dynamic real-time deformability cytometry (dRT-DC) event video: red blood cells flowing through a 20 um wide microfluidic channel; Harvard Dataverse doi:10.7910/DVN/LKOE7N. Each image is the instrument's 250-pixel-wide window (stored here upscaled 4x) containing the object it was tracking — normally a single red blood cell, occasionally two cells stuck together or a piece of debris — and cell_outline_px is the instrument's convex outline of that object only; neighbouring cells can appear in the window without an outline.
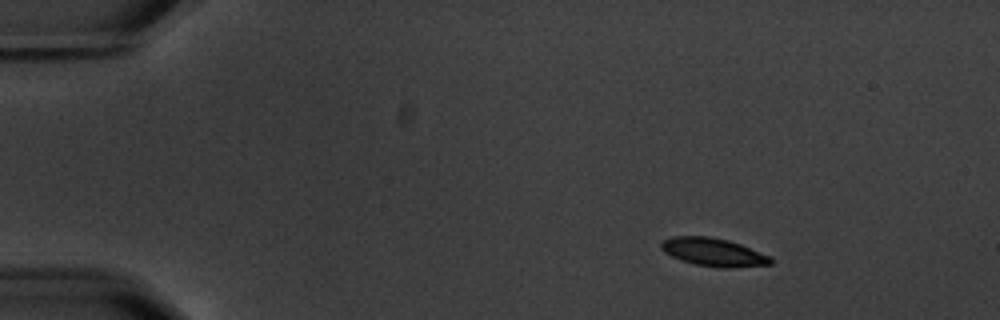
{"species": "common noctule bat (a hibernating species)", "species_latin": "Nyctalus noctula", "temperature_condition": "warm", "stored_images_in_passage": 5, "camera_frame_rate_fps": 3000, "um_per_image_px": 0.085, "animal": {"sex": "male", "body_mass_g": 20.1, "forearm_length_mm": 53.5}, "frame": {"image": 1, "passage_image": 2, "time_ms": 1.333, "image_size_px": [1000, 320], "cell_outline_px": [[772, 264], [732, 268], [720, 268], [696, 264], [680, 260], [664, 252], [660, 248], [660, 244], [664, 240], [672, 236], [708, 236], [728, 240], [740, 244], [772, 256]], "centroid_in_image_um": [60.66, 21.43], "position_along_channel_um": 24.3, "area_um2": 18.03}}
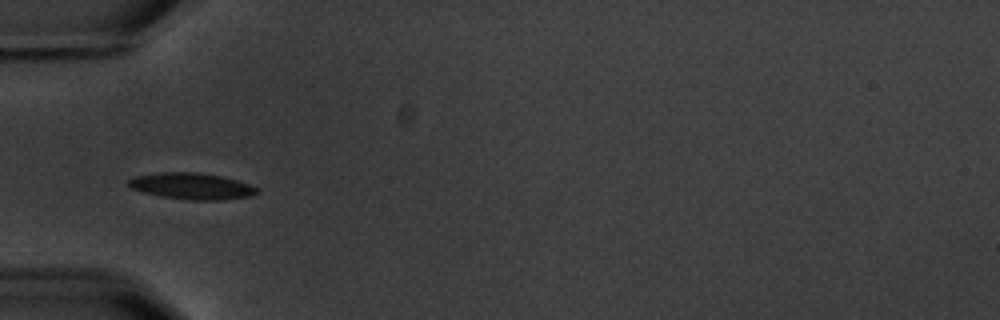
{"frame": {"image": 2, "passage_image": 5, "time_ms": 5.0, "image_size_px": [1000, 320], "cell_outline_px": [[256, 192], [252, 196], [224, 200], [188, 200], [160, 196], [144, 192], [132, 188], [128, 184], [128, 180], [136, 176], [164, 172], [196, 172], [220, 176], [236, 180], [248, 184], [256, 188]], "centroid_in_image_um": [16.29, 15.83], "position_along_channel_um": 68.7, "area_um2": 19.48}}